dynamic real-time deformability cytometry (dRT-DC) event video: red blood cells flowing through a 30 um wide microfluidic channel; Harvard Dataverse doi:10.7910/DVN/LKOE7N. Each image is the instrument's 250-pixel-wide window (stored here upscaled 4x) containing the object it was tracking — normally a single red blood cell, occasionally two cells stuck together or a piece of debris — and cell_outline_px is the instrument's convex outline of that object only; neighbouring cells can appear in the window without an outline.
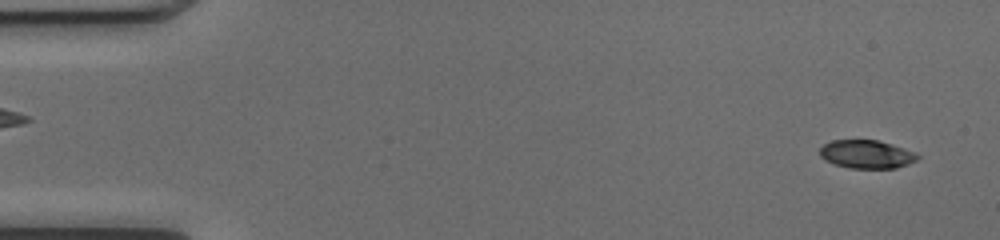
{"species": "common noctule bat (a hibernating species)", "species_latin": "Nyctalus noctula", "temperature_condition": "cold", "stored_images_in_passage": 50, "camera_frame_rate_fps": 3000, "um_per_image_px": 0.085, "animal": {"sex": "female", "body_mass_g": 17.0, "forearm_length_mm": 48.0}, "frame": {"image": 1, "passage_image": 2, "time_ms": 0.333, "image_size_px": [1000, 240], "cell_outline_px": [[920, 156], [916, 160], [908, 164], [896, 168], [848, 168], [824, 160], [820, 156], [820, 148], [824, 144], [832, 140], [876, 140], [892, 144], [916, 152]], "centroid_in_image_um": [73.66, 13.11], "position_along_channel_um": 11.3, "area_um2": 16.13}}
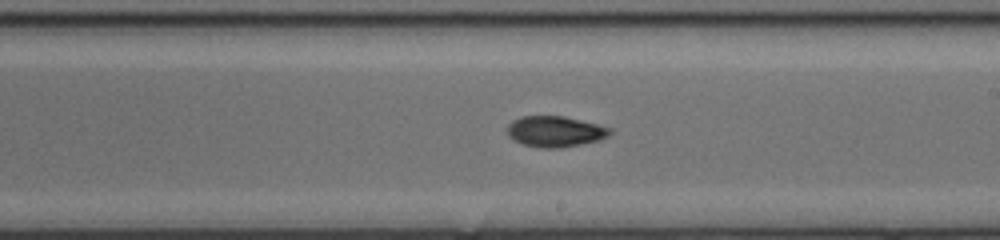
{"frame": {"image": 2, "passage_image": 29, "time_ms": 9.333, "image_size_px": [1000, 240], "cell_outline_px": [[612, 132], [608, 136], [596, 140], [560, 148], [540, 148], [524, 144], [508, 136], [508, 124], [512, 120], [520, 116], [564, 116], [612, 128]], "centroid_in_image_um": [47.16, 11.16], "position_along_channel_um": 241.8, "area_um2": 18.21}}
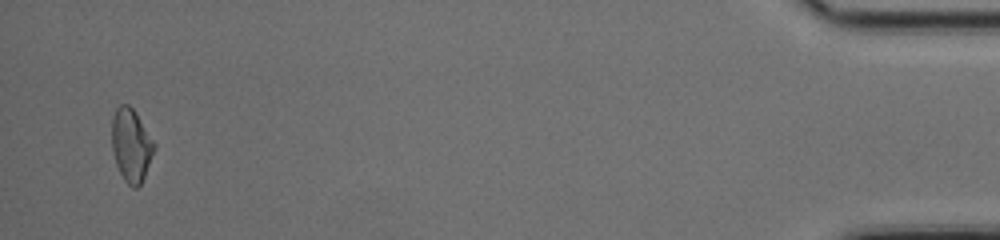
{"frame": {"image": 3, "passage_image": 49, "time_ms": 16.0, "image_size_px": [1000, 240], "cell_outline_px": [[156, 148], [144, 176], [140, 184], [136, 188], [132, 188], [124, 180], [116, 164], [112, 148], [112, 116], [116, 108], [120, 104], [128, 104], [132, 108], [156, 144]], "centroid_in_image_um": [11.15, 12.34], "position_along_channel_um": 424.1, "area_um2": 17.92}, "authors_computed_cell_mechanics": {"area_um2": 17.8313, "velocity_mm_per_s": 4.0566, "shape_relaxation_time_tau1_ms": null, "shape_relaxation_time_tau2_ms": 5.0594, "deformation_change_tau1": null, "deformation_change_tau2": 0.122}}